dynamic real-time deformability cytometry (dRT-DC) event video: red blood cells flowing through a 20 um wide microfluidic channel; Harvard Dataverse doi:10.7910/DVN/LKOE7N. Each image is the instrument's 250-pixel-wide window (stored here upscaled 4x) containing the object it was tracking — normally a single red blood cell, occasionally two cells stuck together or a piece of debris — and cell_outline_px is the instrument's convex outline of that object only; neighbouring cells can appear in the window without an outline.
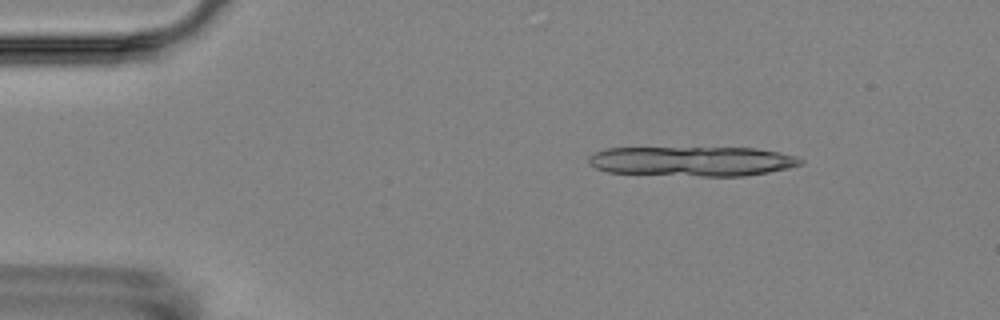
{"species": "Egyptian fruit bat (a non-hibernating species)", "species_latin": "Rousettus aegyptiacus", "temperature_condition": "room temperature", "stored_images_in_passage": 6, "camera_frame_rate_fps": 3000, "um_per_image_px": 0.085, "animal": {"sex": "female"}, "frame": {"image": 1, "passage_image": 2, "time_ms": 1.333, "image_size_px": [1000, 320], "cell_outline_px": [[804, 164], [788, 168], [768, 172], [744, 176], [700, 176], [608, 172], [596, 168], [588, 164], [588, 156], [604, 148], [756, 148], [780, 152], [796, 156], [804, 160]], "centroid_in_image_um": [58.86, 13.7], "position_along_channel_um": 26.1, "area_um2": 36.82}}